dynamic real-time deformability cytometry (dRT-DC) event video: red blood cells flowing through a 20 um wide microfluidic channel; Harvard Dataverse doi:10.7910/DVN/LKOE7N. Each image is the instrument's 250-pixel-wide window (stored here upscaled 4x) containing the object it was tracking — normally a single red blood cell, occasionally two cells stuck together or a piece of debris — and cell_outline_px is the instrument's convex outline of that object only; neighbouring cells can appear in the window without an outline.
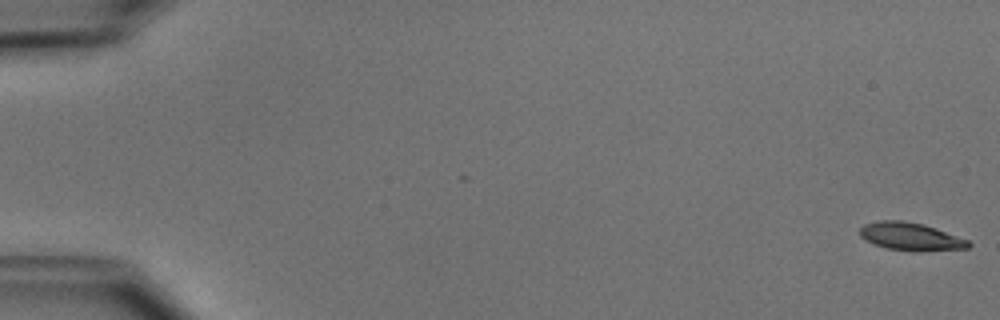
{"species": "common noctule bat (a hibernating species)", "species_latin": "Nyctalus noctula", "temperature_condition": "cold", "stored_images_in_passage": 52, "camera_frame_rate_fps": 3000, "um_per_image_px": 0.085, "animal": {"sex": "male", "body_mass_g": 15.6}, "frame": {"image": 1, "passage_image": 1, "time_ms": 0.0, "image_size_px": [1000, 320], "cell_outline_px": [[972, 244], [968, 248], [920, 252], [912, 252], [888, 248], [872, 244], [860, 236], [860, 228], [864, 224], [876, 220], [900, 220], [924, 224], [936, 228], [968, 240]], "centroid_in_image_um": [77.4, 20.11], "position_along_channel_um": 7.6, "area_um2": 17.86}}
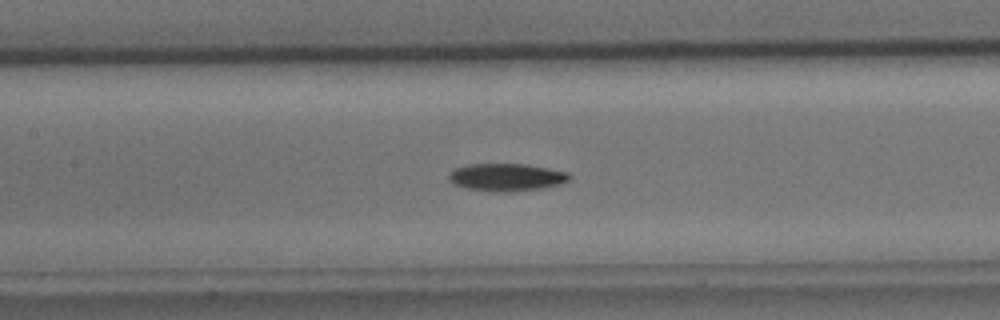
{"frame": {"image": 2, "passage_image": 25, "time_ms": 8.0, "image_size_px": [1000, 320], "cell_outline_px": [[572, 176], [568, 180], [560, 184], [544, 188], [512, 192], [496, 192], [468, 188], [452, 184], [448, 180], [448, 172], [456, 168], [468, 164], [524, 164], [568, 172]], "centroid_in_image_um": [43.03, 15.07], "position_along_channel_um": 164.4, "area_um2": 19.48}}
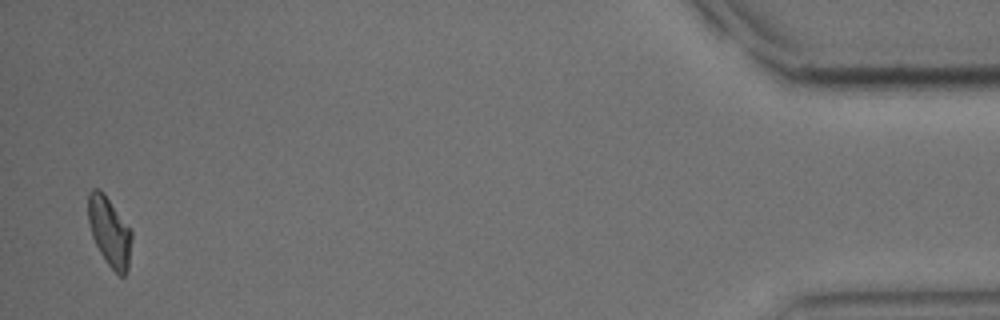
{"frame": {"image": 3, "passage_image": 51, "time_ms": 16.667, "image_size_px": [1000, 320], "cell_outline_px": [[132, 236], [128, 268], [124, 276], [120, 276], [108, 264], [100, 252], [92, 236], [88, 220], [88, 192], [92, 188], [100, 188], [104, 192], [132, 228]], "centroid_in_image_um": [9.32, 19.62], "position_along_channel_um": 425.9, "area_um2": 17.8}, "authors_computed_cell_mechanics": {"area_um2": 18.1492, "velocity_mm_per_s": 3.9312, "shape_relaxation_time_tau1_ms": 3.6928, "shape_relaxation_time_tau2_ms": 4.5723, "deformation_change_tau1": 0.1357, "deformation_change_tau2": 0.1048}}